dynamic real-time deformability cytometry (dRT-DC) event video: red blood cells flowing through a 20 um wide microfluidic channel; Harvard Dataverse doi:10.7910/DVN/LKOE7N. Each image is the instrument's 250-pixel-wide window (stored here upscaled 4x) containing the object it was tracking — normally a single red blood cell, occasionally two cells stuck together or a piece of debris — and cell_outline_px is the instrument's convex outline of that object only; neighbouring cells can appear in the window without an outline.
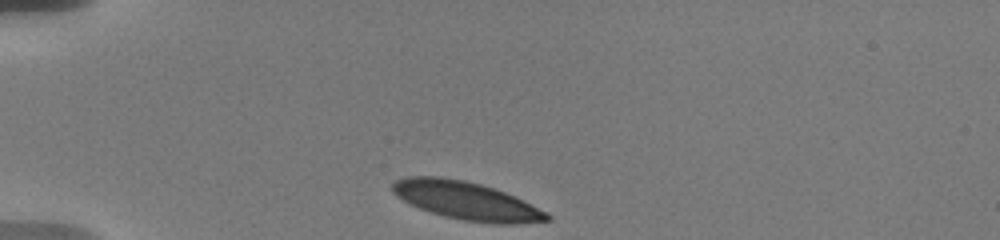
{"species": "human", "species_latin": "Homo sapiens", "temperature_condition": "warm", "stored_images_in_passage": 6, "camera_frame_rate_fps": 3000, "um_per_image_px": 0.085, "donor": {"sex": "male"}, "frame": {"image": 1, "passage_image": 1, "time_ms": 0.0, "image_size_px": [1000, 240], "cell_outline_px": [[552, 220], [516, 224], [500, 224], [464, 220], [444, 216], [420, 208], [396, 196], [392, 192], [392, 184], [396, 180], [404, 176], [440, 176], [464, 180], [496, 188], [516, 196], [548, 212], [552, 216]], "centroid_in_image_um": [39.69, 17.05], "position_along_channel_um": 45.3, "area_um2": 34.45}}